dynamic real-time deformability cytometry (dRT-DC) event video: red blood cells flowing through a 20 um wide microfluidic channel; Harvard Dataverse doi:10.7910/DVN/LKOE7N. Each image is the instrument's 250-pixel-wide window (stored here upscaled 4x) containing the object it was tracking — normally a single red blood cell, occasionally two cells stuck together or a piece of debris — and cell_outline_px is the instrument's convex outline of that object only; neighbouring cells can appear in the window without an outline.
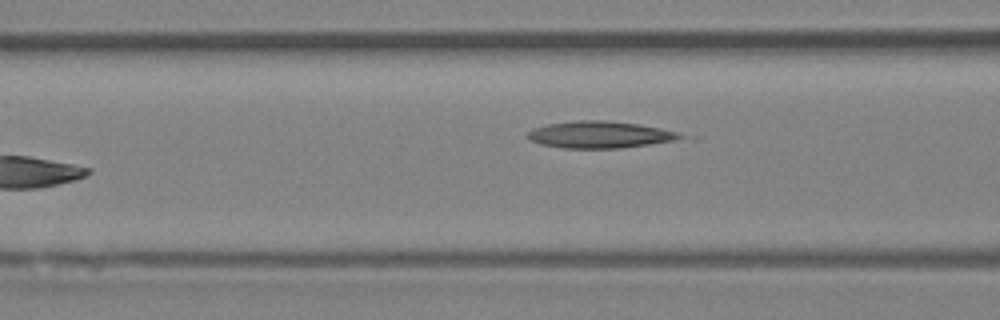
{"species": "Egyptian fruit bat (a non-hibernating species)", "species_latin": "Rousettus aegyptiacus", "temperature_condition": "room temperature", "stored_images_in_passage": 6, "camera_frame_rate_fps": 3000, "um_per_image_px": 0.085, "animal": {"sex": "female"}, "frame": {"image": 1, "passage_image": 5, "time_ms": 4.667, "image_size_px": [1000, 320], "cell_outline_px": [[688, 136], [672, 140], [624, 148], [564, 148], [540, 144], [524, 136], [532, 128], [548, 124], [576, 120], [604, 120], [636, 124], [660, 128], [680, 132]], "centroid_in_image_um": [50.95, 11.44], "position_along_channel_um": 115.6, "area_um2": 23.81}}
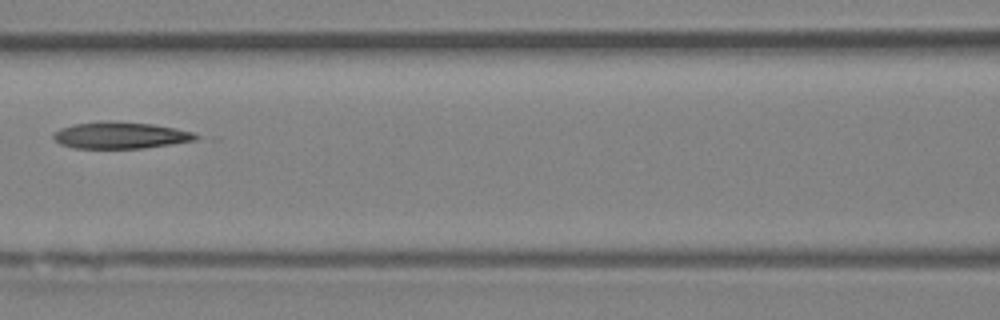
{"frame": {"image": 2, "passage_image": 6, "time_ms": 5.667, "image_size_px": [1000, 320], "cell_outline_px": [[200, 136], [196, 140], [172, 144], [144, 148], [72, 148], [60, 144], [52, 136], [60, 128], [72, 124], [100, 120], [112, 120], [152, 124], [176, 128], [192, 132]], "centroid_in_image_um": [10.22, 11.49], "position_along_channel_um": 156.4, "area_um2": 22.37}}